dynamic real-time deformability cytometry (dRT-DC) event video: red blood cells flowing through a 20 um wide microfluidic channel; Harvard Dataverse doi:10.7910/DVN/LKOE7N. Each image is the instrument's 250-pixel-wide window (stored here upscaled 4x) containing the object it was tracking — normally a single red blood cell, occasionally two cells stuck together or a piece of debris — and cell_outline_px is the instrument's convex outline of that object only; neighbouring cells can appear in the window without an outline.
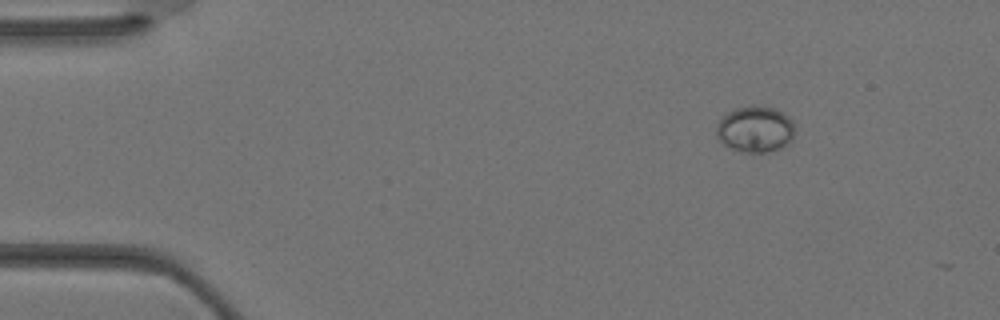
{"species": "Egyptian fruit bat (a non-hibernating species)", "species_latin": "Rousettus aegyptiacus", "temperature_condition": "warm", "stored_images_in_passage": 2, "camera_frame_rate_fps": 3000, "um_per_image_px": 0.085, "animal": {"sex": "female"}, "frame": {"image": 1, "passage_image": 1, "time_ms": 0.0, "image_size_px": [1000, 320], "cell_outline_px": [[796, 132], [792, 140], [788, 144], [780, 148], [764, 152], [748, 152], [732, 148], [724, 144], [716, 136], [716, 124], [728, 112], [736, 108], [752, 104], [776, 108], [788, 116], [792, 120]], "centroid_in_image_um": [64.22, 10.96], "position_along_channel_um": 20.8, "area_um2": 21.27}}